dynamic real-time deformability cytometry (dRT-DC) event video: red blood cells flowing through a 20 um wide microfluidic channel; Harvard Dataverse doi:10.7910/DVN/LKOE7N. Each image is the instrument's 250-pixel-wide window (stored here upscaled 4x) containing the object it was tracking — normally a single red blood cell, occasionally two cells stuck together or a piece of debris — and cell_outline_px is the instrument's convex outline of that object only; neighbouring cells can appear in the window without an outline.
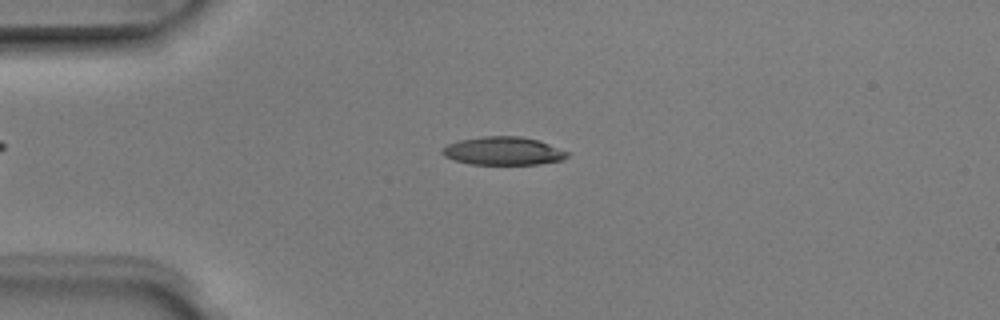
{"species": "Egyptian fruit bat (a non-hibernating species)", "species_latin": "Rousettus aegyptiacus", "temperature_condition": "room temperature", "stored_images_in_passage": 4, "camera_frame_rate_fps": 3000, "um_per_image_px": 0.085, "animal": {"sex": "male"}, "frame": {"image": 1, "passage_image": 2, "time_ms": 0.333, "image_size_px": [1000, 320], "cell_outline_px": [[568, 156], [560, 160], [540, 164], [472, 164], [456, 160], [444, 156], [440, 152], [448, 144], [460, 140], [484, 136], [520, 136], [540, 140], [568, 152]], "centroid_in_image_um": [42.78, 12.82], "position_along_channel_um": 42.2, "area_um2": 20.35}}
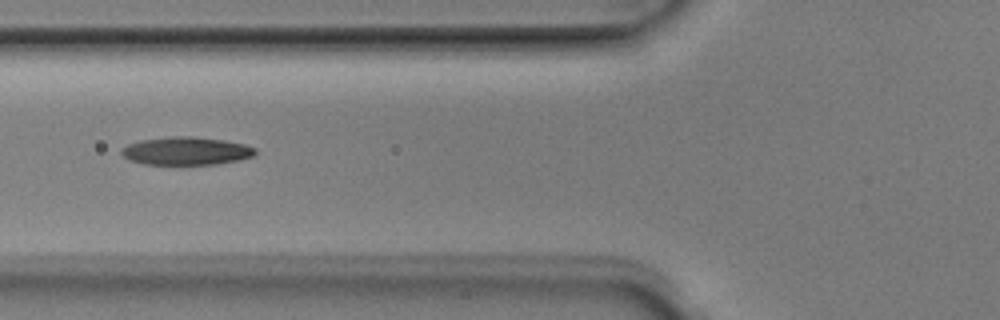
{"frame": {"image": 2, "passage_image": 4, "time_ms": 1.0, "image_size_px": [1000, 320], "cell_outline_px": [[256, 152], [252, 156], [236, 160], [216, 164], [144, 164], [128, 160], [120, 152], [120, 148], [128, 144], [140, 140], [172, 136], [192, 136], [224, 140], [244, 144], [256, 148]], "centroid_in_image_um": [15.78, 12.82], "position_along_channel_um": 110.0, "area_um2": 21.79}}